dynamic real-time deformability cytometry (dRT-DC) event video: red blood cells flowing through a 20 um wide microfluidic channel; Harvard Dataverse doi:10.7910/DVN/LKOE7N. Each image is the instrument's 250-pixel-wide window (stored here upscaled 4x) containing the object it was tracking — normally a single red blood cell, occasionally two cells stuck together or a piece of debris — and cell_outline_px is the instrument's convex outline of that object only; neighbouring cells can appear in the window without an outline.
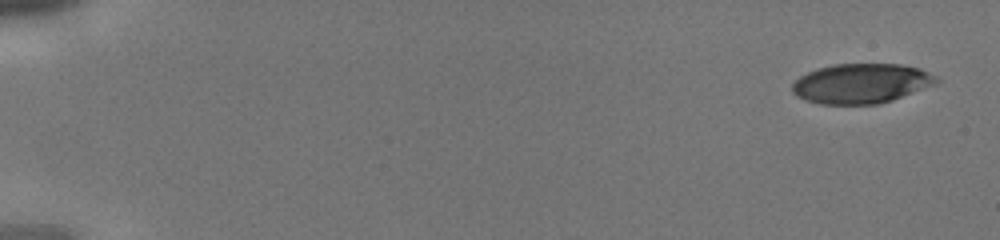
{"species": "human", "species_latin": "Homo sapiens", "temperature_condition": "cold", "stored_images_in_passage": 41, "camera_frame_rate_fps": 3000, "um_per_image_px": 0.085, "donor": {"sex": "male"}, "frame": {"image": 1, "passage_image": 1, "time_ms": 0.0, "image_size_px": [1000, 240], "cell_outline_px": [[940, 80], [936, 84], [892, 100], [880, 104], [820, 104], [804, 100], [796, 96], [792, 92], [792, 84], [800, 76], [816, 68], [836, 64], [900, 64], [920, 68], [936, 76]], "centroid_in_image_um": [73.2, 7.1], "position_along_channel_um": 11.8, "area_um2": 33.52}}
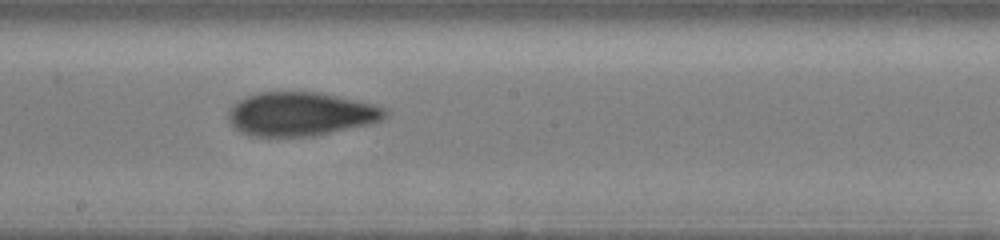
{"frame": {"image": 2, "passage_image": 24, "time_ms": 7.667, "image_size_px": [1000, 240], "cell_outline_px": [[388, 116], [372, 124], [312, 136], [252, 136], [240, 132], [228, 120], [228, 112], [240, 100], [248, 96], [260, 92], [320, 92], [356, 100], [388, 108]], "centroid_in_image_um": [25.6, 9.69], "position_along_channel_um": 222.6, "area_um2": 39.82}}
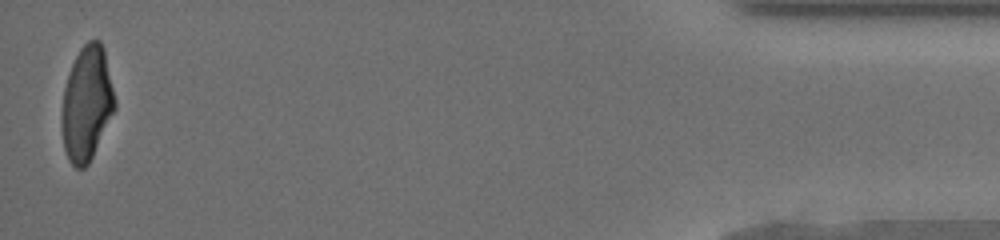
{"frame": {"image": 3, "passage_image": 41, "time_ms": 13.333, "image_size_px": [1000, 240], "cell_outline_px": [[116, 108], [88, 164], [84, 168], [76, 168], [68, 160], [64, 148], [60, 120], [64, 88], [72, 64], [80, 48], [88, 40], [100, 40], [104, 48], [116, 100]], "centroid_in_image_um": [7.37, 8.8], "position_along_channel_um": 427.8, "area_um2": 35.49}}